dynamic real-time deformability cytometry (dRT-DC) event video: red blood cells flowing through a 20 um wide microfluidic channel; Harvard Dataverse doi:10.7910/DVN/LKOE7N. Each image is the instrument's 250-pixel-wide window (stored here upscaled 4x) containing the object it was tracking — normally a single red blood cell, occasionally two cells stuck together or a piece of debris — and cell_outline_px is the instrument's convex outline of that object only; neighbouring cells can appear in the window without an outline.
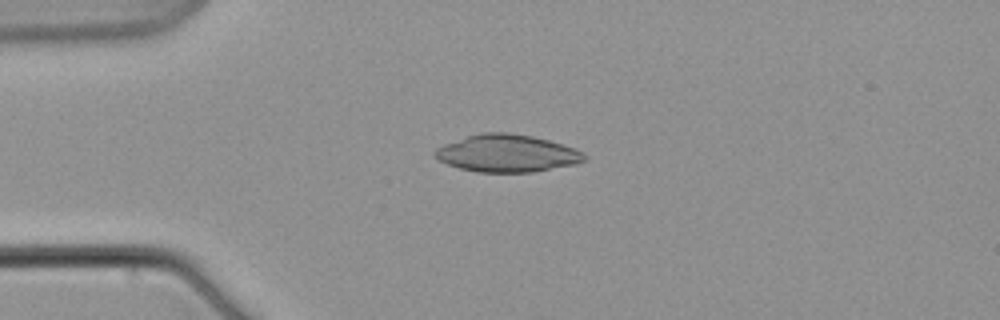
{"species": "common noctule bat (a hibernating species)", "species_latin": "Nyctalus noctula", "temperature_condition": "warm", "stored_images_in_passage": 6, "camera_frame_rate_fps": 3000, "um_per_image_px": 0.085, "animal": {"sex": "male", "body_mass_g": 21.5, "forearm_length_mm": 52.0}, "frame": {"image": 1, "passage_image": 5, "time_ms": 5.667, "image_size_px": [1000, 320], "cell_outline_px": [[588, 160], [576, 164], [532, 172], [476, 172], [460, 168], [448, 164], [432, 156], [432, 152], [436, 148], [444, 144], [468, 136], [484, 132], [508, 132], [532, 136], [564, 144], [576, 148], [584, 152], [588, 156]], "centroid_in_image_um": [43.14, 13.03], "position_along_channel_um": 41.9, "area_um2": 32.77}}